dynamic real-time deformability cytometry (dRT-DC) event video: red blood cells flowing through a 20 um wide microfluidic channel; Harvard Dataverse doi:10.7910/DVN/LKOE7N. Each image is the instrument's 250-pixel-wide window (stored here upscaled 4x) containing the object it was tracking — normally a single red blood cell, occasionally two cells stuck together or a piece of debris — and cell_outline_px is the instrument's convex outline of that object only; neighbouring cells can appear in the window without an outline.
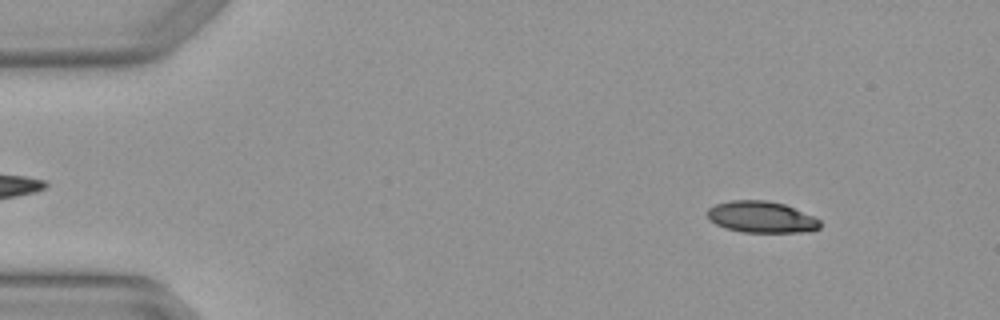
{"species": "Egyptian fruit bat (a non-hibernating species)", "species_latin": "Rousettus aegyptiacus", "temperature_condition": "warm", "stored_images_in_passage": 4, "camera_frame_rate_fps": 3000, "um_per_image_px": 0.085, "animal": {"sex": "female"}, "frame": {"image": 1, "passage_image": 1, "time_ms": 0.0, "image_size_px": [1000, 320], "cell_outline_px": [[820, 228], [808, 232], [744, 232], [724, 228], [708, 220], [708, 208], [716, 204], [728, 200], [768, 200], [784, 204], [812, 216], [820, 220]], "centroid_in_image_um": [64.69, 18.45], "position_along_channel_um": 20.3, "area_um2": 20.69}}